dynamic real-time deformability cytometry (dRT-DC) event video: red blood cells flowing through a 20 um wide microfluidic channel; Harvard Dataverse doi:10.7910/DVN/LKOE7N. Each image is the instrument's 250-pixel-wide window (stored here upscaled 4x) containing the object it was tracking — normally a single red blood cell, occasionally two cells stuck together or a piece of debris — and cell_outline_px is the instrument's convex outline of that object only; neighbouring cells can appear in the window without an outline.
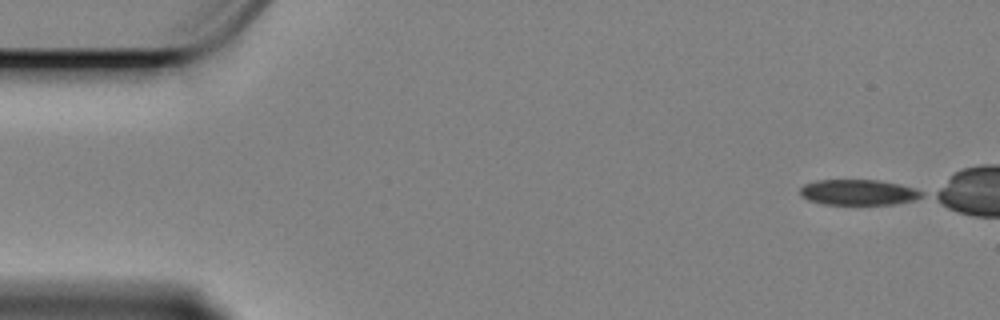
{"species": "Egyptian fruit bat (a non-hibernating species)", "species_latin": "Rousettus aegyptiacus", "temperature_condition": "cold", "stored_images_in_passage": 15, "camera_frame_rate_fps": 3000, "um_per_image_px": 0.085, "animal": {"sex": "female"}, "frame": {"image": 1, "passage_image": 1, "time_ms": 0.0, "image_size_px": [1000, 320], "cell_outline_px": [[924, 196], [916, 200], [896, 204], [824, 204], [808, 200], [800, 196], [800, 188], [804, 184], [816, 180], [880, 180], [900, 184], [916, 188], [924, 192]], "centroid_in_image_um": [73.0, 16.34], "position_along_channel_um": 12.0, "area_um2": 18.38}}